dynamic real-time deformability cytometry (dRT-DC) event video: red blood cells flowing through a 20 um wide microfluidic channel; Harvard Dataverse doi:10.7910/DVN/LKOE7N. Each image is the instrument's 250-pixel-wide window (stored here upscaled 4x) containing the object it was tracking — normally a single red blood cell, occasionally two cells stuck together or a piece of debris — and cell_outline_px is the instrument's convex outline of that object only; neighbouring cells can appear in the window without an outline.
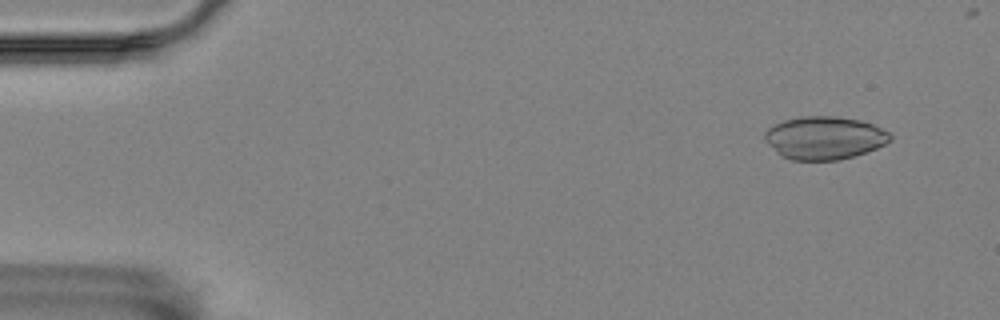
{"species": "Egyptian fruit bat (a non-hibernating species)", "species_latin": "Rousettus aegyptiacus", "temperature_condition": "room temperature", "stored_images_in_passage": 50, "camera_frame_rate_fps": 3000, "um_per_image_px": 0.085, "animal": {"sex": "female"}, "frame": {"image": 1, "passage_image": 4, "time_ms": 1.0, "image_size_px": [1000, 320], "cell_outline_px": [[892, 140], [876, 148], [840, 160], [792, 160], [780, 156], [764, 140], [764, 132], [768, 128], [784, 120], [800, 116], [836, 116], [860, 120], [872, 124], [888, 132], [892, 136]], "centroid_in_image_um": [70.04, 11.72], "position_along_channel_um": 15.0, "area_um2": 31.39}}
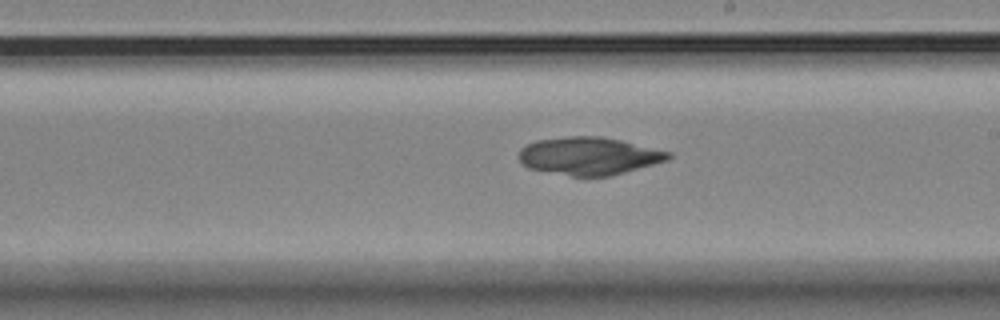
{"frame": {"image": 2, "passage_image": 32, "time_ms": 10.333, "image_size_px": [1000, 320], "cell_outline_px": [[672, 156], [668, 160], [612, 176], [572, 176], [528, 168], [520, 164], [520, 148], [536, 140], [568, 136], [600, 136], [620, 140], [672, 152]], "centroid_in_image_um": [50.07, 13.26], "position_along_channel_um": 238.9, "area_um2": 32.89}}
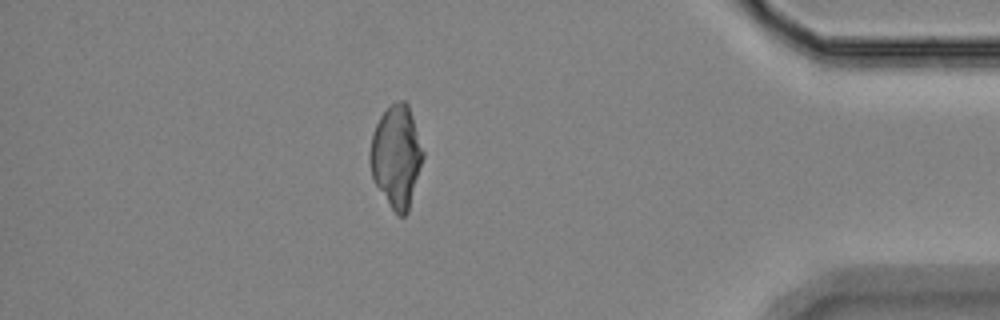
{"frame": {"image": 3, "passage_image": 49, "time_ms": 16.0, "image_size_px": [1000, 320], "cell_outline_px": [[424, 156], [408, 212], [404, 216], [396, 216], [372, 180], [368, 160], [368, 152], [372, 132], [380, 116], [392, 104], [400, 100], [404, 100], [408, 104], [424, 152]], "centroid_in_image_um": [33.66, 13.33], "position_along_channel_um": 401.5, "area_um2": 31.85}}